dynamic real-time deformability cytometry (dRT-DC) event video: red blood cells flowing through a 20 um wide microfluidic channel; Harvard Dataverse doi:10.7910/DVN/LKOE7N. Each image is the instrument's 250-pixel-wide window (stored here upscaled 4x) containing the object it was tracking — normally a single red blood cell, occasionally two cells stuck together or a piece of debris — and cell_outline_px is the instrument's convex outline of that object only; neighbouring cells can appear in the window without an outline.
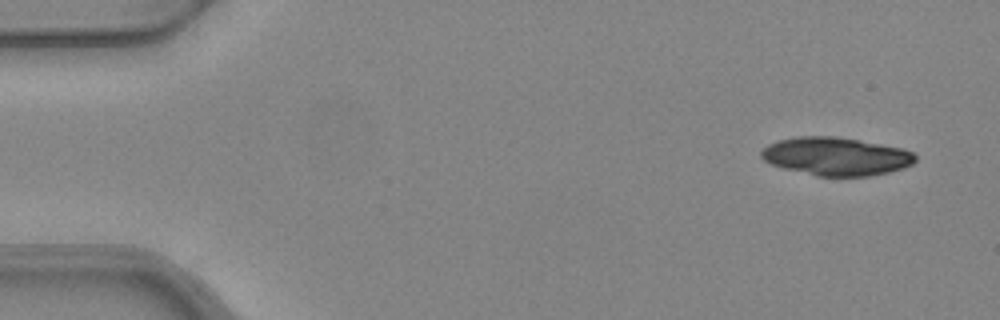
{"species": "common noctule bat (a hibernating species)", "species_latin": "Nyctalus noctula", "temperature_condition": "warm", "stored_images_in_passage": 5, "camera_frame_rate_fps": 3000, "um_per_image_px": 0.085, "animal": {"sex": "female", "body_mass_g": 24.6, "forearm_length_mm": 56.2}, "frame": {"image": 1, "passage_image": 1, "time_ms": 0.0, "image_size_px": [1000, 320], "cell_outline_px": [[916, 160], [912, 164], [904, 168], [888, 172], [868, 176], [816, 176], [784, 168], [772, 164], [764, 160], [760, 156], [760, 152], [768, 144], [776, 140], [796, 136], [836, 136], [860, 140], [904, 148], [912, 152], [916, 156]], "centroid_in_image_um": [71.06, 13.28], "position_along_channel_um": 13.9, "area_um2": 34.45}}